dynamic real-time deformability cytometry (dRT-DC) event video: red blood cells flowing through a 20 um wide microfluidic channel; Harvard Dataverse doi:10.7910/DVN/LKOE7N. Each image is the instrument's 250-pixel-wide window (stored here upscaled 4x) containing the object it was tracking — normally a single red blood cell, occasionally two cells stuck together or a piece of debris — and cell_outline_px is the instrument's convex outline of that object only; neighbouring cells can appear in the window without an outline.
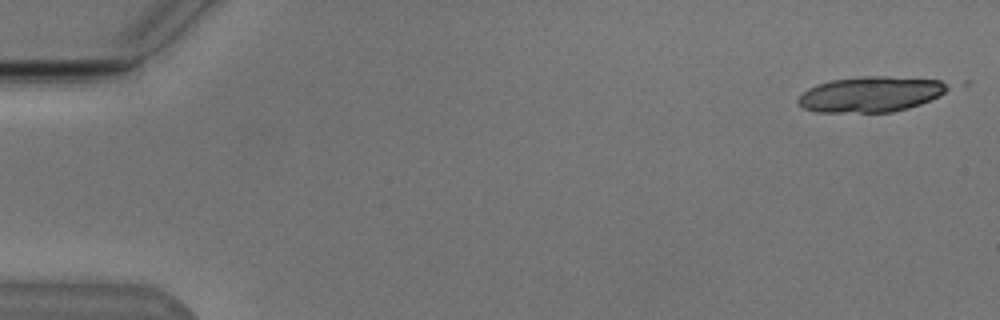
{"species": "Egyptian fruit bat (a non-hibernating species)", "species_latin": "Rousettus aegyptiacus", "temperature_condition": "cold", "stored_images_in_passage": 3, "camera_frame_rate_fps": 3000, "um_per_image_px": 0.085, "animal": {"sex": "male"}, "frame": {"image": 1, "passage_image": 1, "time_ms": 0.0, "image_size_px": [1000, 320], "cell_outline_px": [[948, 88], [940, 96], [920, 104], [908, 108], [892, 112], [816, 112], [804, 108], [796, 100], [808, 88], [816, 84], [832, 80], [860, 76], [888, 76], [940, 80], [948, 84]], "centroid_in_image_um": [74.0, 8.0], "position_along_channel_um": 11.0, "area_um2": 30.92}}